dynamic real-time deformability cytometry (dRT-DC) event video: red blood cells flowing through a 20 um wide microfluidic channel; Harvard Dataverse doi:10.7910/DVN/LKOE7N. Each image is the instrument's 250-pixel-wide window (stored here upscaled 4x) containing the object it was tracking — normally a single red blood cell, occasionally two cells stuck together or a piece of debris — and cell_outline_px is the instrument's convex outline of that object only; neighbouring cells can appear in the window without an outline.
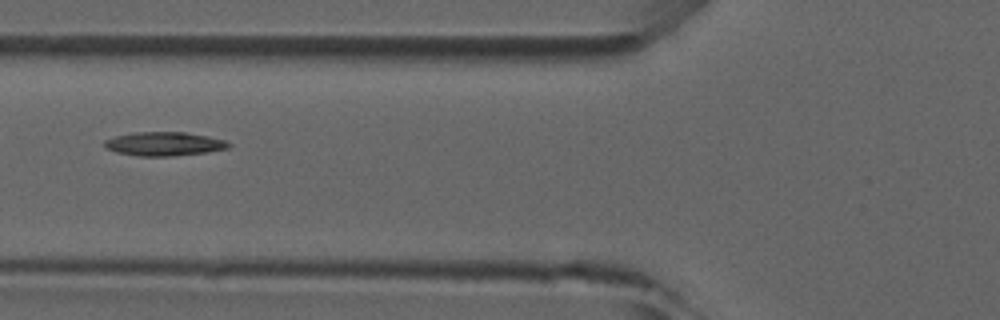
{"species": "common noctule bat (a hibernating species)", "species_latin": "Nyctalus noctula", "temperature_condition": "room temperature", "stored_images_in_passage": 6, "camera_frame_rate_fps": 3000, "um_per_image_px": 0.085, "animal": {"sex": "male", "forearm_length_mm": 52.5}, "frame": {"image": 1, "passage_image": 5, "time_ms": 5.333, "image_size_px": [1000, 320], "cell_outline_px": [[232, 144], [228, 148], [208, 152], [172, 156], [140, 156], [116, 152], [104, 148], [104, 140], [116, 136], [132, 132], [184, 132], [208, 136], [224, 140]], "centroid_in_image_um": [13.94, 12.23], "position_along_channel_um": 111.9, "area_um2": 17.28}}
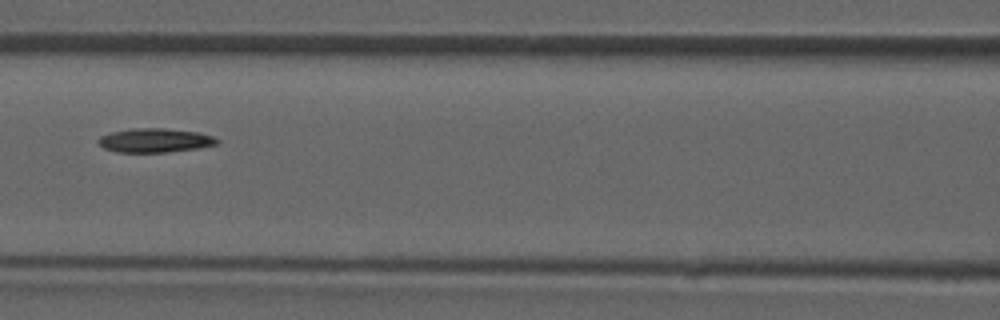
{"frame": {"image": 2, "passage_image": 6, "time_ms": 6.333, "image_size_px": [1000, 320], "cell_outline_px": [[220, 144], [196, 148], [168, 152], [116, 152], [104, 148], [96, 140], [100, 136], [112, 132], [132, 128], [164, 128], [200, 132], [216, 136], [220, 140]], "centroid_in_image_um": [13.22, 11.92], "position_along_channel_um": 153.4, "area_um2": 16.82}}